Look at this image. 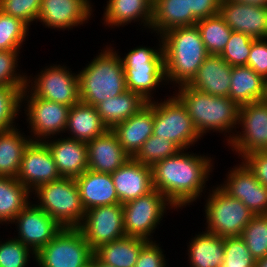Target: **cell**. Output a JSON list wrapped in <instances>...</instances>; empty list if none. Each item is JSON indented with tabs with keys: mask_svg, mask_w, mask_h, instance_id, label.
Returning a JSON list of instances; mask_svg holds the SVG:
<instances>
[{
	"mask_svg": "<svg viewBox=\"0 0 267 267\" xmlns=\"http://www.w3.org/2000/svg\"><path fill=\"white\" fill-rule=\"evenodd\" d=\"M227 174L225 184L219 186L230 196L242 201L255 215H267V187L242 161Z\"/></svg>",
	"mask_w": 267,
	"mask_h": 267,
	"instance_id": "e0dca14e",
	"label": "cell"
},
{
	"mask_svg": "<svg viewBox=\"0 0 267 267\" xmlns=\"http://www.w3.org/2000/svg\"><path fill=\"white\" fill-rule=\"evenodd\" d=\"M93 254L79 228H62L33 257L39 267H82Z\"/></svg>",
	"mask_w": 267,
	"mask_h": 267,
	"instance_id": "9c48e42d",
	"label": "cell"
},
{
	"mask_svg": "<svg viewBox=\"0 0 267 267\" xmlns=\"http://www.w3.org/2000/svg\"><path fill=\"white\" fill-rule=\"evenodd\" d=\"M219 14L233 32L267 39V6L222 0Z\"/></svg>",
	"mask_w": 267,
	"mask_h": 267,
	"instance_id": "ac0fdd59",
	"label": "cell"
},
{
	"mask_svg": "<svg viewBox=\"0 0 267 267\" xmlns=\"http://www.w3.org/2000/svg\"><path fill=\"white\" fill-rule=\"evenodd\" d=\"M159 37L161 41L159 40L158 50L143 46L136 47L124 58L120 57L127 90L136 92L147 102L153 101L151 92L166 81L161 35Z\"/></svg>",
	"mask_w": 267,
	"mask_h": 267,
	"instance_id": "8992f818",
	"label": "cell"
},
{
	"mask_svg": "<svg viewBox=\"0 0 267 267\" xmlns=\"http://www.w3.org/2000/svg\"><path fill=\"white\" fill-rule=\"evenodd\" d=\"M79 229L93 251L103 244L123 238L126 235L122 204L97 206L85 211Z\"/></svg>",
	"mask_w": 267,
	"mask_h": 267,
	"instance_id": "5bb4252c",
	"label": "cell"
},
{
	"mask_svg": "<svg viewBox=\"0 0 267 267\" xmlns=\"http://www.w3.org/2000/svg\"><path fill=\"white\" fill-rule=\"evenodd\" d=\"M255 262L240 236L224 237V259L221 267H255Z\"/></svg>",
	"mask_w": 267,
	"mask_h": 267,
	"instance_id": "ab89813d",
	"label": "cell"
},
{
	"mask_svg": "<svg viewBox=\"0 0 267 267\" xmlns=\"http://www.w3.org/2000/svg\"><path fill=\"white\" fill-rule=\"evenodd\" d=\"M231 69L220 55H209L187 85L200 92L229 98Z\"/></svg>",
	"mask_w": 267,
	"mask_h": 267,
	"instance_id": "603a6c76",
	"label": "cell"
},
{
	"mask_svg": "<svg viewBox=\"0 0 267 267\" xmlns=\"http://www.w3.org/2000/svg\"><path fill=\"white\" fill-rule=\"evenodd\" d=\"M177 87L175 96L186 107L201 137L209 130L229 134L239 123L240 106L230 98L200 92L187 84Z\"/></svg>",
	"mask_w": 267,
	"mask_h": 267,
	"instance_id": "277c9868",
	"label": "cell"
},
{
	"mask_svg": "<svg viewBox=\"0 0 267 267\" xmlns=\"http://www.w3.org/2000/svg\"><path fill=\"white\" fill-rule=\"evenodd\" d=\"M54 158L44 141H30L24 149L17 180L31 192L60 179Z\"/></svg>",
	"mask_w": 267,
	"mask_h": 267,
	"instance_id": "2e32d148",
	"label": "cell"
},
{
	"mask_svg": "<svg viewBox=\"0 0 267 267\" xmlns=\"http://www.w3.org/2000/svg\"><path fill=\"white\" fill-rule=\"evenodd\" d=\"M240 237L255 260L267 256V215H255Z\"/></svg>",
	"mask_w": 267,
	"mask_h": 267,
	"instance_id": "d590c367",
	"label": "cell"
},
{
	"mask_svg": "<svg viewBox=\"0 0 267 267\" xmlns=\"http://www.w3.org/2000/svg\"><path fill=\"white\" fill-rule=\"evenodd\" d=\"M107 130L96 107L79 101L70 108L64 133L70 131L71 136L68 138L87 143Z\"/></svg>",
	"mask_w": 267,
	"mask_h": 267,
	"instance_id": "484cf974",
	"label": "cell"
},
{
	"mask_svg": "<svg viewBox=\"0 0 267 267\" xmlns=\"http://www.w3.org/2000/svg\"><path fill=\"white\" fill-rule=\"evenodd\" d=\"M148 102L139 94L126 90L124 93L106 99L96 106L97 112L105 126L112 130L116 125L127 120Z\"/></svg>",
	"mask_w": 267,
	"mask_h": 267,
	"instance_id": "1f68e13d",
	"label": "cell"
},
{
	"mask_svg": "<svg viewBox=\"0 0 267 267\" xmlns=\"http://www.w3.org/2000/svg\"><path fill=\"white\" fill-rule=\"evenodd\" d=\"M145 239L124 236L94 250V255L112 267H135Z\"/></svg>",
	"mask_w": 267,
	"mask_h": 267,
	"instance_id": "4dcf8cb0",
	"label": "cell"
},
{
	"mask_svg": "<svg viewBox=\"0 0 267 267\" xmlns=\"http://www.w3.org/2000/svg\"><path fill=\"white\" fill-rule=\"evenodd\" d=\"M209 55H220L225 49L233 30L225 23L222 16L216 15L200 19L195 24Z\"/></svg>",
	"mask_w": 267,
	"mask_h": 267,
	"instance_id": "e575fe53",
	"label": "cell"
},
{
	"mask_svg": "<svg viewBox=\"0 0 267 267\" xmlns=\"http://www.w3.org/2000/svg\"><path fill=\"white\" fill-rule=\"evenodd\" d=\"M222 0H187L188 10L197 19H204L216 15L220 11Z\"/></svg>",
	"mask_w": 267,
	"mask_h": 267,
	"instance_id": "c3c4849f",
	"label": "cell"
},
{
	"mask_svg": "<svg viewBox=\"0 0 267 267\" xmlns=\"http://www.w3.org/2000/svg\"><path fill=\"white\" fill-rule=\"evenodd\" d=\"M18 54L19 50H0V86L26 88L28 76L16 73Z\"/></svg>",
	"mask_w": 267,
	"mask_h": 267,
	"instance_id": "7bdbcfd3",
	"label": "cell"
},
{
	"mask_svg": "<svg viewBox=\"0 0 267 267\" xmlns=\"http://www.w3.org/2000/svg\"><path fill=\"white\" fill-rule=\"evenodd\" d=\"M122 206L125 235L147 241H151V234L160 224L167 207H174L155 188L148 194L126 202Z\"/></svg>",
	"mask_w": 267,
	"mask_h": 267,
	"instance_id": "30bf717a",
	"label": "cell"
},
{
	"mask_svg": "<svg viewBox=\"0 0 267 267\" xmlns=\"http://www.w3.org/2000/svg\"><path fill=\"white\" fill-rule=\"evenodd\" d=\"M35 192V193H33ZM38 198L35 204L56 220L63 228H79L84 220L78 186L73 178L45 183L32 191Z\"/></svg>",
	"mask_w": 267,
	"mask_h": 267,
	"instance_id": "5b68a950",
	"label": "cell"
},
{
	"mask_svg": "<svg viewBox=\"0 0 267 267\" xmlns=\"http://www.w3.org/2000/svg\"><path fill=\"white\" fill-rule=\"evenodd\" d=\"M74 180L85 211L97 206L120 203L111 174L87 169Z\"/></svg>",
	"mask_w": 267,
	"mask_h": 267,
	"instance_id": "d4e9b609",
	"label": "cell"
},
{
	"mask_svg": "<svg viewBox=\"0 0 267 267\" xmlns=\"http://www.w3.org/2000/svg\"><path fill=\"white\" fill-rule=\"evenodd\" d=\"M152 16L153 0H109L103 18L109 27H119L139 20L150 29Z\"/></svg>",
	"mask_w": 267,
	"mask_h": 267,
	"instance_id": "4316f807",
	"label": "cell"
},
{
	"mask_svg": "<svg viewBox=\"0 0 267 267\" xmlns=\"http://www.w3.org/2000/svg\"><path fill=\"white\" fill-rule=\"evenodd\" d=\"M41 0H0V11L21 19L28 26L39 16Z\"/></svg>",
	"mask_w": 267,
	"mask_h": 267,
	"instance_id": "ee69618b",
	"label": "cell"
},
{
	"mask_svg": "<svg viewBox=\"0 0 267 267\" xmlns=\"http://www.w3.org/2000/svg\"><path fill=\"white\" fill-rule=\"evenodd\" d=\"M267 39H254L251 45L247 66L267 79Z\"/></svg>",
	"mask_w": 267,
	"mask_h": 267,
	"instance_id": "f6af8a7d",
	"label": "cell"
},
{
	"mask_svg": "<svg viewBox=\"0 0 267 267\" xmlns=\"http://www.w3.org/2000/svg\"><path fill=\"white\" fill-rule=\"evenodd\" d=\"M150 103L154 106V136L170 140L185 151L200 139L186 107L176 96Z\"/></svg>",
	"mask_w": 267,
	"mask_h": 267,
	"instance_id": "ba28073f",
	"label": "cell"
},
{
	"mask_svg": "<svg viewBox=\"0 0 267 267\" xmlns=\"http://www.w3.org/2000/svg\"><path fill=\"white\" fill-rule=\"evenodd\" d=\"M264 100L267 101V79H266V94H265V98H264Z\"/></svg>",
	"mask_w": 267,
	"mask_h": 267,
	"instance_id": "db71d44e",
	"label": "cell"
},
{
	"mask_svg": "<svg viewBox=\"0 0 267 267\" xmlns=\"http://www.w3.org/2000/svg\"><path fill=\"white\" fill-rule=\"evenodd\" d=\"M31 191L16 178L0 176V224L12 223L30 203Z\"/></svg>",
	"mask_w": 267,
	"mask_h": 267,
	"instance_id": "836d02e7",
	"label": "cell"
},
{
	"mask_svg": "<svg viewBox=\"0 0 267 267\" xmlns=\"http://www.w3.org/2000/svg\"><path fill=\"white\" fill-rule=\"evenodd\" d=\"M29 26L21 19L0 11V50H19L28 35Z\"/></svg>",
	"mask_w": 267,
	"mask_h": 267,
	"instance_id": "74e56055",
	"label": "cell"
},
{
	"mask_svg": "<svg viewBox=\"0 0 267 267\" xmlns=\"http://www.w3.org/2000/svg\"><path fill=\"white\" fill-rule=\"evenodd\" d=\"M31 251L16 237L0 241V267H27Z\"/></svg>",
	"mask_w": 267,
	"mask_h": 267,
	"instance_id": "b9f144b4",
	"label": "cell"
},
{
	"mask_svg": "<svg viewBox=\"0 0 267 267\" xmlns=\"http://www.w3.org/2000/svg\"><path fill=\"white\" fill-rule=\"evenodd\" d=\"M197 19L188 10L187 0H154L150 28L162 35L175 27L194 26Z\"/></svg>",
	"mask_w": 267,
	"mask_h": 267,
	"instance_id": "f1b7e54d",
	"label": "cell"
},
{
	"mask_svg": "<svg viewBox=\"0 0 267 267\" xmlns=\"http://www.w3.org/2000/svg\"><path fill=\"white\" fill-rule=\"evenodd\" d=\"M96 267H112L108 264H105L104 262H102L101 260H99L97 257H96Z\"/></svg>",
	"mask_w": 267,
	"mask_h": 267,
	"instance_id": "f5cc1de1",
	"label": "cell"
},
{
	"mask_svg": "<svg viewBox=\"0 0 267 267\" xmlns=\"http://www.w3.org/2000/svg\"><path fill=\"white\" fill-rule=\"evenodd\" d=\"M106 49L78 72L80 101L94 107L127 90L120 55L112 47Z\"/></svg>",
	"mask_w": 267,
	"mask_h": 267,
	"instance_id": "3957f363",
	"label": "cell"
},
{
	"mask_svg": "<svg viewBox=\"0 0 267 267\" xmlns=\"http://www.w3.org/2000/svg\"><path fill=\"white\" fill-rule=\"evenodd\" d=\"M189 153L180 150L152 166L153 187L174 206L173 209L186 207L202 195L213 168L211 157Z\"/></svg>",
	"mask_w": 267,
	"mask_h": 267,
	"instance_id": "6da1fadb",
	"label": "cell"
},
{
	"mask_svg": "<svg viewBox=\"0 0 267 267\" xmlns=\"http://www.w3.org/2000/svg\"><path fill=\"white\" fill-rule=\"evenodd\" d=\"M180 150L172 141L151 135L133 158L144 165L152 167L156 162L172 157Z\"/></svg>",
	"mask_w": 267,
	"mask_h": 267,
	"instance_id": "8d00e7d4",
	"label": "cell"
},
{
	"mask_svg": "<svg viewBox=\"0 0 267 267\" xmlns=\"http://www.w3.org/2000/svg\"><path fill=\"white\" fill-rule=\"evenodd\" d=\"M23 90V87L0 86V131L15 128L14 120L22 105Z\"/></svg>",
	"mask_w": 267,
	"mask_h": 267,
	"instance_id": "f35d334b",
	"label": "cell"
},
{
	"mask_svg": "<svg viewBox=\"0 0 267 267\" xmlns=\"http://www.w3.org/2000/svg\"><path fill=\"white\" fill-rule=\"evenodd\" d=\"M86 144L88 169L95 172L111 174L131 158L110 129Z\"/></svg>",
	"mask_w": 267,
	"mask_h": 267,
	"instance_id": "44dd1931",
	"label": "cell"
},
{
	"mask_svg": "<svg viewBox=\"0 0 267 267\" xmlns=\"http://www.w3.org/2000/svg\"><path fill=\"white\" fill-rule=\"evenodd\" d=\"M243 159L242 161L254 173L257 180L267 187V151L251 152Z\"/></svg>",
	"mask_w": 267,
	"mask_h": 267,
	"instance_id": "7dc6e473",
	"label": "cell"
},
{
	"mask_svg": "<svg viewBox=\"0 0 267 267\" xmlns=\"http://www.w3.org/2000/svg\"><path fill=\"white\" fill-rule=\"evenodd\" d=\"M206 231L220 237L241 236L255 214L237 198L215 187L206 199Z\"/></svg>",
	"mask_w": 267,
	"mask_h": 267,
	"instance_id": "52a82bcc",
	"label": "cell"
},
{
	"mask_svg": "<svg viewBox=\"0 0 267 267\" xmlns=\"http://www.w3.org/2000/svg\"><path fill=\"white\" fill-rule=\"evenodd\" d=\"M255 267H267V256L256 260Z\"/></svg>",
	"mask_w": 267,
	"mask_h": 267,
	"instance_id": "f907efd6",
	"label": "cell"
},
{
	"mask_svg": "<svg viewBox=\"0 0 267 267\" xmlns=\"http://www.w3.org/2000/svg\"><path fill=\"white\" fill-rule=\"evenodd\" d=\"M161 38L166 82L188 84L209 56L197 26L175 27Z\"/></svg>",
	"mask_w": 267,
	"mask_h": 267,
	"instance_id": "7a4b0ae2",
	"label": "cell"
},
{
	"mask_svg": "<svg viewBox=\"0 0 267 267\" xmlns=\"http://www.w3.org/2000/svg\"><path fill=\"white\" fill-rule=\"evenodd\" d=\"M13 222L18 229L16 239L35 254L63 228L44 210L31 202L14 218Z\"/></svg>",
	"mask_w": 267,
	"mask_h": 267,
	"instance_id": "9a60e30c",
	"label": "cell"
},
{
	"mask_svg": "<svg viewBox=\"0 0 267 267\" xmlns=\"http://www.w3.org/2000/svg\"><path fill=\"white\" fill-rule=\"evenodd\" d=\"M28 94L29 92L27 93V89L24 88L21 102L27 100L25 102L27 103L25 111L28 112L27 122L29 121L31 126L30 132L34 134H32L33 138H30L31 141H44L58 133H63L71 107Z\"/></svg>",
	"mask_w": 267,
	"mask_h": 267,
	"instance_id": "4fadbf2b",
	"label": "cell"
},
{
	"mask_svg": "<svg viewBox=\"0 0 267 267\" xmlns=\"http://www.w3.org/2000/svg\"><path fill=\"white\" fill-rule=\"evenodd\" d=\"M154 106L148 102L127 120L116 125L112 131L116 134L122 148L133 157L153 135Z\"/></svg>",
	"mask_w": 267,
	"mask_h": 267,
	"instance_id": "cb8c5ba5",
	"label": "cell"
},
{
	"mask_svg": "<svg viewBox=\"0 0 267 267\" xmlns=\"http://www.w3.org/2000/svg\"><path fill=\"white\" fill-rule=\"evenodd\" d=\"M254 38L239 32H232L220 56L233 66H247Z\"/></svg>",
	"mask_w": 267,
	"mask_h": 267,
	"instance_id": "60d3db41",
	"label": "cell"
},
{
	"mask_svg": "<svg viewBox=\"0 0 267 267\" xmlns=\"http://www.w3.org/2000/svg\"><path fill=\"white\" fill-rule=\"evenodd\" d=\"M242 132H231L228 145L241 158L256 151H267V101L261 100L240 106L239 123ZM240 133V134H239ZM242 133V134H241Z\"/></svg>",
	"mask_w": 267,
	"mask_h": 267,
	"instance_id": "8fae6325",
	"label": "cell"
},
{
	"mask_svg": "<svg viewBox=\"0 0 267 267\" xmlns=\"http://www.w3.org/2000/svg\"><path fill=\"white\" fill-rule=\"evenodd\" d=\"M238 3H247L252 5L267 6V0H232Z\"/></svg>",
	"mask_w": 267,
	"mask_h": 267,
	"instance_id": "681fc988",
	"label": "cell"
},
{
	"mask_svg": "<svg viewBox=\"0 0 267 267\" xmlns=\"http://www.w3.org/2000/svg\"><path fill=\"white\" fill-rule=\"evenodd\" d=\"M16 127L0 131V176L17 178L24 149L31 141Z\"/></svg>",
	"mask_w": 267,
	"mask_h": 267,
	"instance_id": "d6a6232c",
	"label": "cell"
},
{
	"mask_svg": "<svg viewBox=\"0 0 267 267\" xmlns=\"http://www.w3.org/2000/svg\"><path fill=\"white\" fill-rule=\"evenodd\" d=\"M165 255L159 244L147 241L141 248L135 267H166Z\"/></svg>",
	"mask_w": 267,
	"mask_h": 267,
	"instance_id": "bcb514c9",
	"label": "cell"
},
{
	"mask_svg": "<svg viewBox=\"0 0 267 267\" xmlns=\"http://www.w3.org/2000/svg\"><path fill=\"white\" fill-rule=\"evenodd\" d=\"M82 267H96V256L93 254L91 260Z\"/></svg>",
	"mask_w": 267,
	"mask_h": 267,
	"instance_id": "816d5d0a",
	"label": "cell"
},
{
	"mask_svg": "<svg viewBox=\"0 0 267 267\" xmlns=\"http://www.w3.org/2000/svg\"><path fill=\"white\" fill-rule=\"evenodd\" d=\"M44 140L49 148L59 175L63 178H77L88 169L87 144L68 137Z\"/></svg>",
	"mask_w": 267,
	"mask_h": 267,
	"instance_id": "7402d4cb",
	"label": "cell"
},
{
	"mask_svg": "<svg viewBox=\"0 0 267 267\" xmlns=\"http://www.w3.org/2000/svg\"><path fill=\"white\" fill-rule=\"evenodd\" d=\"M120 204H124L151 192L153 187L152 167L131 157L111 173Z\"/></svg>",
	"mask_w": 267,
	"mask_h": 267,
	"instance_id": "ffe728a7",
	"label": "cell"
},
{
	"mask_svg": "<svg viewBox=\"0 0 267 267\" xmlns=\"http://www.w3.org/2000/svg\"><path fill=\"white\" fill-rule=\"evenodd\" d=\"M266 80L251 67L233 66L229 98L239 106L264 100Z\"/></svg>",
	"mask_w": 267,
	"mask_h": 267,
	"instance_id": "83f0119b",
	"label": "cell"
},
{
	"mask_svg": "<svg viewBox=\"0 0 267 267\" xmlns=\"http://www.w3.org/2000/svg\"><path fill=\"white\" fill-rule=\"evenodd\" d=\"M71 72L64 65L47 66L34 77L35 80L27 78V92L38 98L72 107L80 101V96L78 74Z\"/></svg>",
	"mask_w": 267,
	"mask_h": 267,
	"instance_id": "7c38bea8",
	"label": "cell"
},
{
	"mask_svg": "<svg viewBox=\"0 0 267 267\" xmlns=\"http://www.w3.org/2000/svg\"><path fill=\"white\" fill-rule=\"evenodd\" d=\"M188 245L190 267H221L224 259V237L207 231L191 238Z\"/></svg>",
	"mask_w": 267,
	"mask_h": 267,
	"instance_id": "f546056e",
	"label": "cell"
},
{
	"mask_svg": "<svg viewBox=\"0 0 267 267\" xmlns=\"http://www.w3.org/2000/svg\"><path fill=\"white\" fill-rule=\"evenodd\" d=\"M92 12L89 0H41L37 21L48 28L71 29L87 23Z\"/></svg>",
	"mask_w": 267,
	"mask_h": 267,
	"instance_id": "d6986e66",
	"label": "cell"
}]
</instances>
